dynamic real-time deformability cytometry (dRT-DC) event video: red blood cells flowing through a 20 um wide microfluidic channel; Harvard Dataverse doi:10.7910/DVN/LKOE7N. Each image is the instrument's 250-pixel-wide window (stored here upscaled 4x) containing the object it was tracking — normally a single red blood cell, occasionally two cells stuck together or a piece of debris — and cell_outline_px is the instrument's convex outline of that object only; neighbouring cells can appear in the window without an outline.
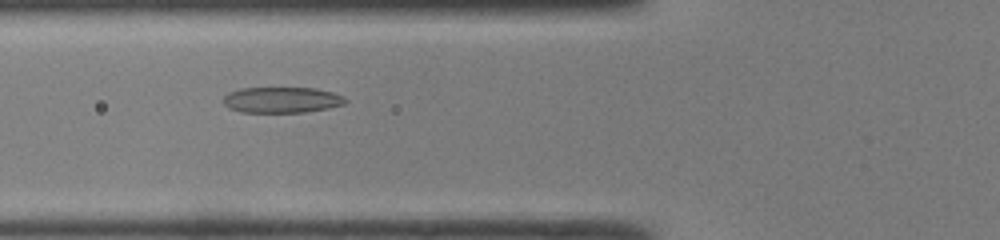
{"species": "common noctule bat (a hibernating species)", "species_latin": "Nyctalus noctula", "temperature_condition": "room temperature", "stored_images_in_passage": 38, "camera_frame_rate_fps": 3000, "um_per_image_px": 0.085, "animal": {"sex": "male", "body_mass_g": 19.0, "forearm_length_mm": 50.8}, "frame": {"image": 1, "passage_image": 9, "time_ms": 2.667, "image_size_px": [1000, 240], "cell_outline_px": [[348, 100], [344, 104], [328, 108], [304, 112], [240, 112], [228, 108], [224, 104], [224, 96], [228, 92], [240, 88], [316, 88], [332, 92], [344, 96]], "centroid_in_image_um": [23.95, 8.49], "position_along_channel_um": 101.9, "area_um2": 18.44}}
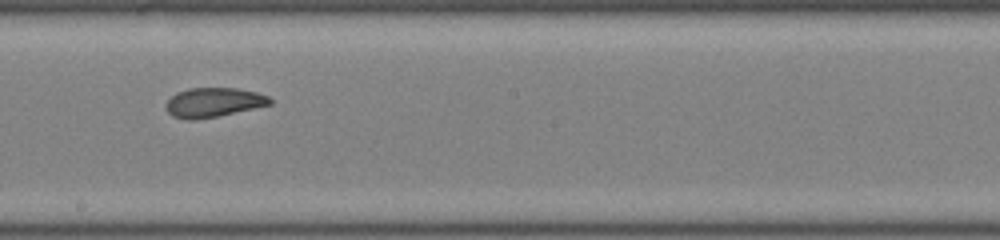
{"frame": {"image": 2, "passage_image": 18, "time_ms": 5.667, "image_size_px": [1000, 240], "cell_outline_px": [[272, 104], [216, 116], [196, 120], [188, 120], [172, 116], [164, 108], [164, 104], [176, 92], [188, 88], [236, 88], [256, 92], [268, 96], [272, 100]], "centroid_in_image_um": [18.1, 8.7], "position_along_channel_um": 230.1, "area_um2": 17.8}}
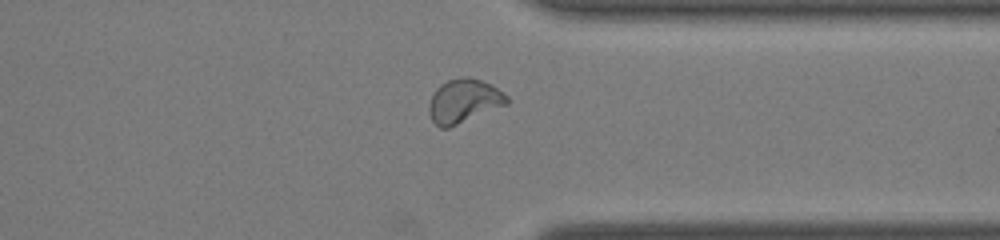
{"frame": {"image": 3, "passage_image": 28, "time_ms": 9.0, "image_size_px": [1000, 240], "cell_outline_px": [[508, 104], [448, 128], [440, 128], [432, 120], [428, 112], [428, 104], [436, 88], [440, 84], [448, 80], [464, 76], [468, 76], [480, 80], [504, 92], [508, 96]], "centroid_in_image_um": [39.41, 8.58], "position_along_channel_um": 372.0, "area_um2": 19.83}, "authors_computed_cell_mechanics": {"area_um2": 18.7272, "velocity_mm_per_s": 4.2815, "shape_relaxation_time_tau1_ms": null, "shape_relaxation_time_tau2_ms": 1.6616, "deformation_change_tau1": null, "deformation_change_tau2": 0.075}}